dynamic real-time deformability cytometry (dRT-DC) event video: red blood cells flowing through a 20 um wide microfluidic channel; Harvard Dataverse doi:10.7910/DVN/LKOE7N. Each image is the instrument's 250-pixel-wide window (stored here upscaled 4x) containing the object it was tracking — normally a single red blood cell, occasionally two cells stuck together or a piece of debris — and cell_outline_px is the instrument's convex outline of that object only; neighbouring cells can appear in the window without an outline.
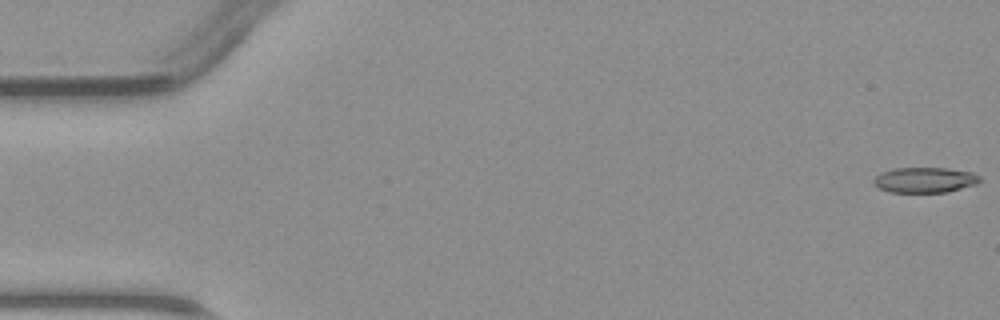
{"species": "common noctule bat (a hibernating species)", "species_latin": "Nyctalus noctula", "temperature_condition": "warm", "stored_images_in_passage": 5, "camera_frame_rate_fps": 3000, "um_per_image_px": 0.085, "animal": {"sex": "male", "body_mass_g": 23.1, "forearm_length_mm": 52.7}, "frame": {"image": 1, "passage_image": 1, "time_ms": 0.0, "image_size_px": [1000, 320], "cell_outline_px": [[980, 180], [976, 184], [948, 192], [888, 192], [880, 188], [872, 180], [880, 172], [892, 168], [948, 168], [972, 172], [980, 176]], "centroid_in_image_um": [78.6, 15.29], "position_along_channel_um": 6.4, "area_um2": 15.72}}
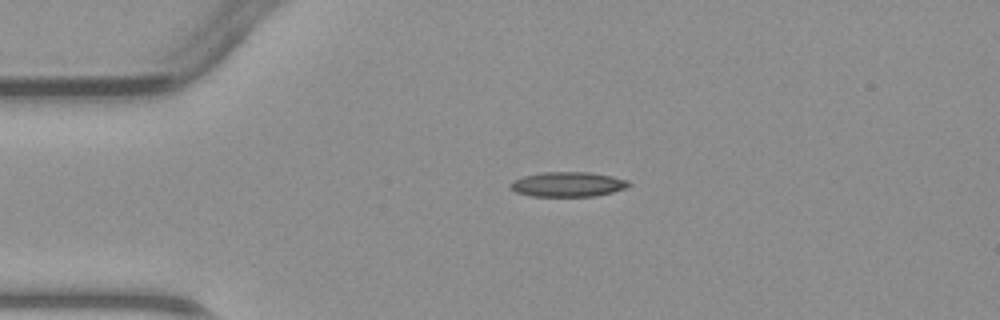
{"frame": {"image": 2, "passage_image": 4, "time_ms": 3.333, "image_size_px": [1000, 320], "cell_outline_px": [[632, 184], [628, 188], [596, 196], [532, 196], [516, 192], [508, 184], [512, 180], [524, 176], [540, 172], [588, 172], [612, 176], [628, 180]], "centroid_in_image_um": [48.29, 15.66], "position_along_channel_um": 36.7, "area_um2": 17.22}}